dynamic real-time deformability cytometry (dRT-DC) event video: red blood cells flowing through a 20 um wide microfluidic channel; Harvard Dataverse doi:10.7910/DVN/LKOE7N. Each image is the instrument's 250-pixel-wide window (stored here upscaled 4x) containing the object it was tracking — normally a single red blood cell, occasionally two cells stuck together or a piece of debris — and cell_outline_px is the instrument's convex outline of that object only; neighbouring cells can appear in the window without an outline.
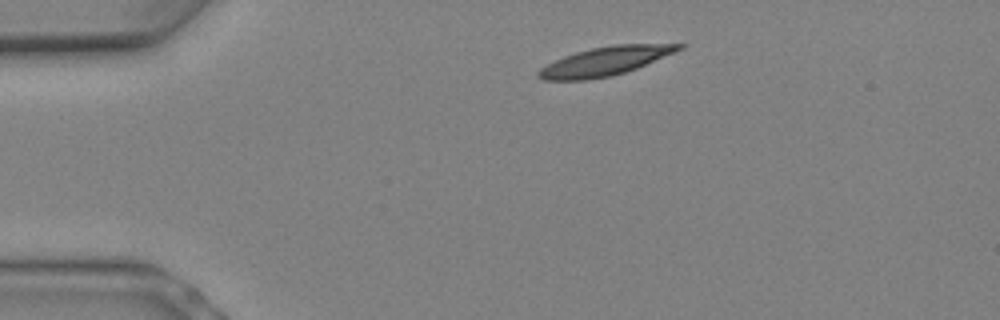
{"species": "Egyptian fruit bat (a non-hibernating species)", "species_latin": "Rousettus aegyptiacus", "temperature_condition": "warm", "stored_images_in_passage": 6, "camera_frame_rate_fps": 3000, "um_per_image_px": 0.085, "animal": {"sex": "female"}, "frame": {"image": 1, "passage_image": 1, "time_ms": 0.0, "image_size_px": [1000, 320], "cell_outline_px": [[684, 48], [676, 52], [636, 68], [612, 76], [588, 80], [544, 80], [536, 76], [536, 72], [540, 68], [564, 56], [576, 52], [592, 48], [616, 44], [684, 44]], "centroid_in_image_um": [51.42, 5.21], "position_along_channel_um": 33.6, "area_um2": 23.35}}
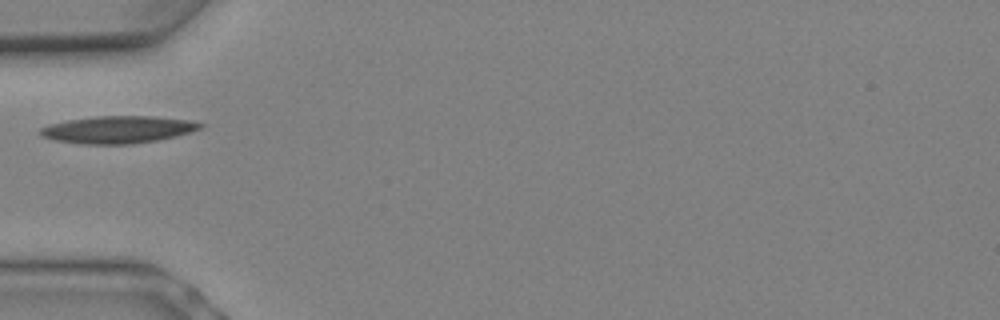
{"frame": {"image": 2, "passage_image": 4, "time_ms": 1.0, "image_size_px": [1000, 320], "cell_outline_px": [[204, 124], [200, 128], [176, 136], [156, 140], [132, 144], [80, 144], [52, 140], [40, 136], [40, 128], [48, 124], [68, 120], [96, 116], [152, 116], [188, 120]], "centroid_in_image_um": [9.95, 11.02], "position_along_channel_um": 75.1, "area_um2": 25.37}}